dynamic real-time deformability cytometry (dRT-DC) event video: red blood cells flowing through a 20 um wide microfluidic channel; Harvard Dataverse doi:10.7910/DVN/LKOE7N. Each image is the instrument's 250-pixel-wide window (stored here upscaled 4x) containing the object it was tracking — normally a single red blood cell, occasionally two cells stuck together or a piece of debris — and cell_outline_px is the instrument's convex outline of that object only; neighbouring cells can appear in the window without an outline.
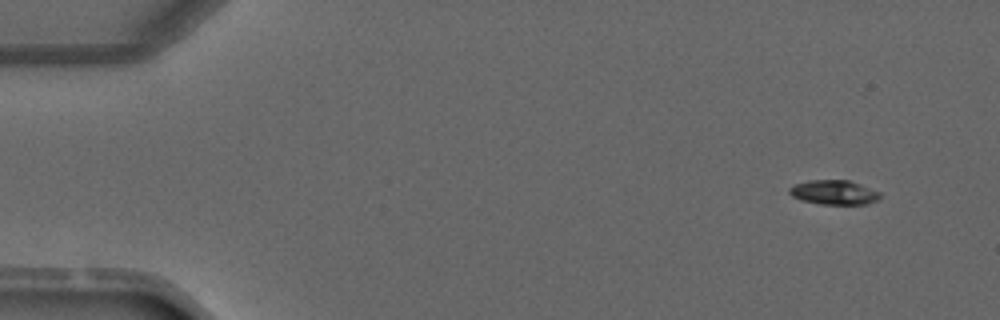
{"species": "common noctule bat (a hibernating species)", "species_latin": "Nyctalus noctula", "temperature_condition": "warm", "stored_images_in_passage": 4, "camera_frame_rate_fps": 3000, "um_per_image_px": 0.085, "animal": {"sex": "male", "forearm_length_mm": 52.5}, "frame": {"image": 1, "passage_image": 1, "time_ms": 0.0, "image_size_px": [1000, 320], "cell_outline_px": [[880, 196], [876, 200], [868, 204], [820, 204], [800, 200], [792, 196], [788, 192], [788, 188], [796, 184], [808, 180], [848, 180], [860, 184], [880, 192]], "centroid_in_image_um": [70.86, 16.35], "position_along_channel_um": 14.1, "area_um2": 12.89}}